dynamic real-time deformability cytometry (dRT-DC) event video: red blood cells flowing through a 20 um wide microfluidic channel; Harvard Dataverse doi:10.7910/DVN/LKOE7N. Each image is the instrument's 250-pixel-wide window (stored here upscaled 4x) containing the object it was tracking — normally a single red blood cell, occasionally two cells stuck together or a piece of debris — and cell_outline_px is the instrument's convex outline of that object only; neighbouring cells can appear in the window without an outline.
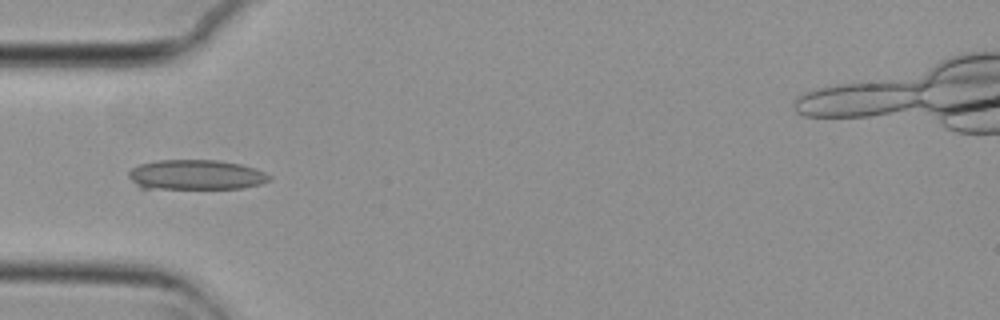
{"species": "common noctule bat (a hibernating species)", "species_latin": "Nyctalus noctula", "temperature_condition": "cold", "stored_images_in_passage": 50, "camera_frame_rate_fps": 3000, "um_per_image_px": 0.085, "animal": {"sex": "female", "body_mass_g": 29.2, "forearm_length_mm": 56.3}, "frame": {"image": 1, "passage_image": 9, "time_ms": 2.667, "image_size_px": [1000, 320], "cell_outline_px": [[272, 180], [260, 184], [240, 188], [140, 188], [128, 176], [128, 172], [132, 168], [140, 164], [160, 160], [216, 160], [240, 164], [264, 172], [272, 176]], "centroid_in_image_um": [16.66, 14.86], "position_along_channel_um": 68.3, "area_um2": 24.33}}
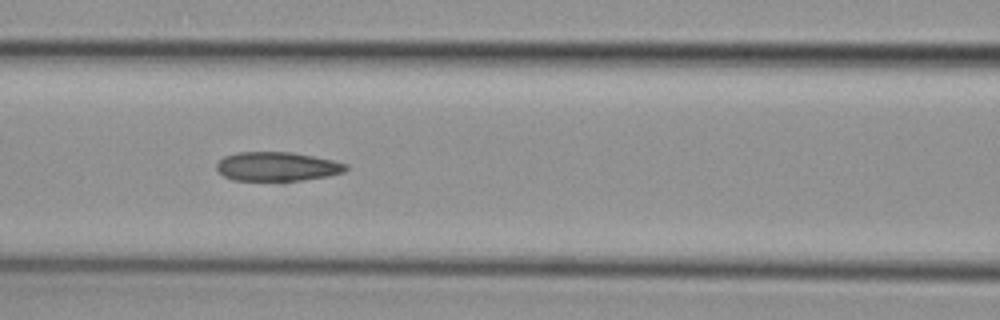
{"frame": {"image": 2, "passage_image": 15, "time_ms": 4.667, "image_size_px": [1000, 320], "cell_outline_px": [[352, 168], [344, 172], [328, 176], [284, 184], [280, 184], [232, 180], [224, 176], [216, 168], [216, 164], [224, 156], [236, 152], [292, 152], [332, 160], [348, 164]], "centroid_in_image_um": [23.58, 14.21], "position_along_channel_um": 143.0, "area_um2": 23.12}}
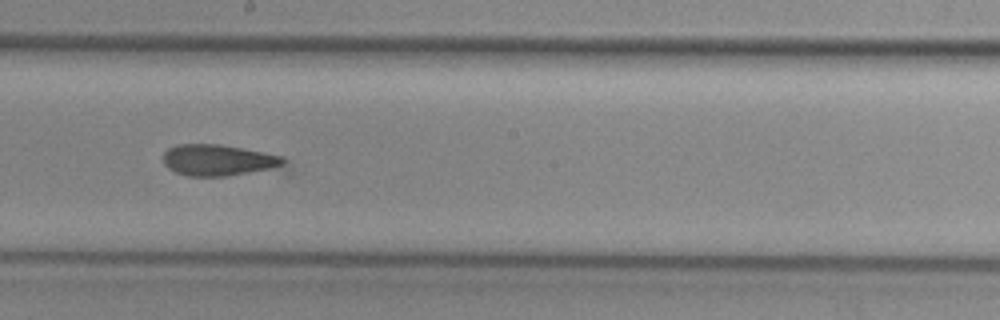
{"frame": {"image": 3, "passage_image": 22, "time_ms": 7.0, "image_size_px": [1000, 320], "cell_outline_px": [[292, 176], [188, 176], [176, 172], [168, 168], [164, 164], [164, 152], [168, 148], [180, 144], [220, 144], [284, 156], [288, 160], [292, 168]], "centroid_in_image_um": [19.07, 13.72], "position_along_channel_um": 229.1, "area_um2": 24.68}}